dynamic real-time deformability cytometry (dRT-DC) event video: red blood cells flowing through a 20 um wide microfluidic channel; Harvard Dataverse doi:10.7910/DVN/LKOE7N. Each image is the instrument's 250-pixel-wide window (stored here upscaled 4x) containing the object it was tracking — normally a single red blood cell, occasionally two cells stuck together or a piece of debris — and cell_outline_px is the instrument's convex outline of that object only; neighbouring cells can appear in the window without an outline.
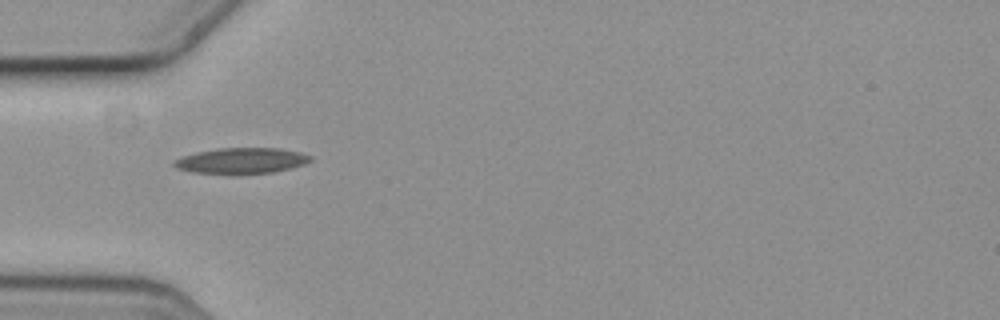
{"species": "common noctule bat (a hibernating species)", "species_latin": "Nyctalus noctula", "temperature_condition": "cold", "stored_images_in_passage": 6, "camera_frame_rate_fps": 3000, "um_per_image_px": 0.085, "animal": {"sex": "female", "body_mass_g": 19.3, "forearm_length_mm": 54.1}, "frame": {"image": 1, "passage_image": 5, "time_ms": 1.333, "image_size_px": [1000, 320], "cell_outline_px": [[312, 160], [304, 164], [272, 172], [232, 176], [196, 172], [176, 168], [172, 164], [172, 160], [180, 156], [196, 152], [216, 148], [280, 148], [300, 152], [312, 156]], "centroid_in_image_um": [20.46, 13.67], "position_along_channel_um": 64.5, "area_um2": 21.04}}
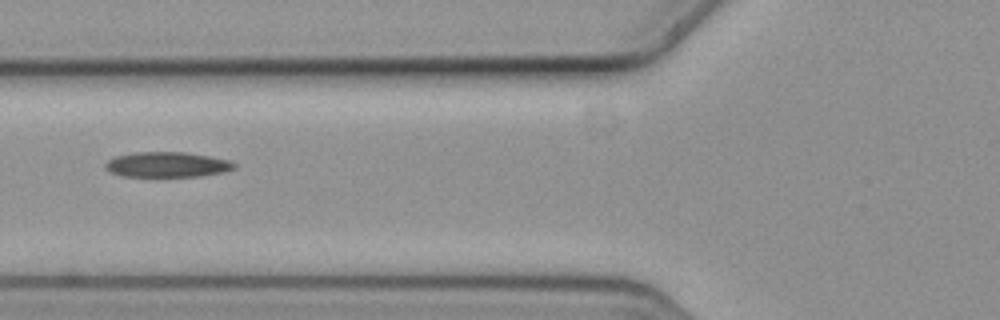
{"frame": {"image": 2, "passage_image": 6, "time_ms": 1.667, "image_size_px": [1000, 320], "cell_outline_px": [[236, 168], [224, 172], [200, 176], [156, 180], [120, 176], [108, 172], [104, 168], [104, 164], [108, 160], [116, 156], [132, 152], [188, 152], [228, 160], [236, 164]], "centroid_in_image_um": [14.13, 14.05], "position_along_channel_um": 111.7, "area_um2": 20.23}}